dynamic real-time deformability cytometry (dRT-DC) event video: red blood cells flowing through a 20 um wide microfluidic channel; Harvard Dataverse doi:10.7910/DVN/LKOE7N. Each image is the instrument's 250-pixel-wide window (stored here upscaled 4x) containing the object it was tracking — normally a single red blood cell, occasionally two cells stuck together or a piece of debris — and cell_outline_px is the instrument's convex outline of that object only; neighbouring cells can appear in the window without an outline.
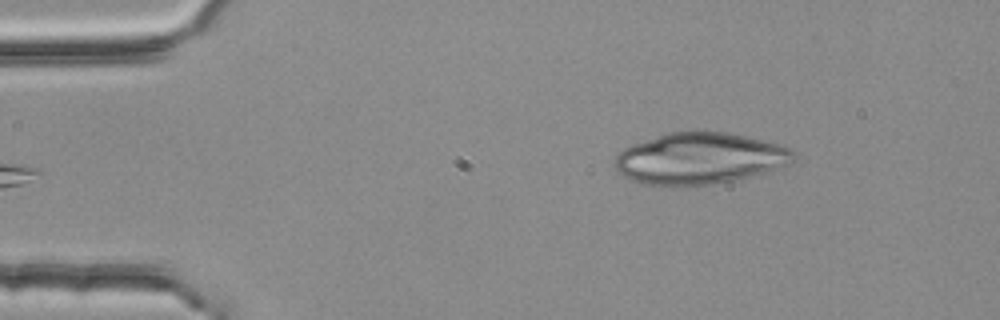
{"species": "common noctule bat (a hibernating species)", "species_latin": "Nyctalus noctula", "temperature_condition": "room temperature", "stored_images_in_passage": 4, "camera_frame_rate_fps": 3000, "um_per_image_px": 0.085, "animal": {"sex": "female", "body_mass_g": 25.1}, "frame": {"image": 1, "passage_image": 4, "time_ms": 1.0, "image_size_px": [1000, 320], "cell_outline_px": [[796, 156], [788, 164], [776, 168], [748, 176], [732, 180], [712, 184], [672, 188], [644, 184], [632, 180], [624, 176], [612, 164], [616, 156], [624, 148], [632, 144], [668, 132], [728, 132], [776, 144], [788, 148], [796, 152]], "centroid_in_image_um": [59.39, 13.49], "position_along_channel_um": 25.6, "area_um2": 53.35}}